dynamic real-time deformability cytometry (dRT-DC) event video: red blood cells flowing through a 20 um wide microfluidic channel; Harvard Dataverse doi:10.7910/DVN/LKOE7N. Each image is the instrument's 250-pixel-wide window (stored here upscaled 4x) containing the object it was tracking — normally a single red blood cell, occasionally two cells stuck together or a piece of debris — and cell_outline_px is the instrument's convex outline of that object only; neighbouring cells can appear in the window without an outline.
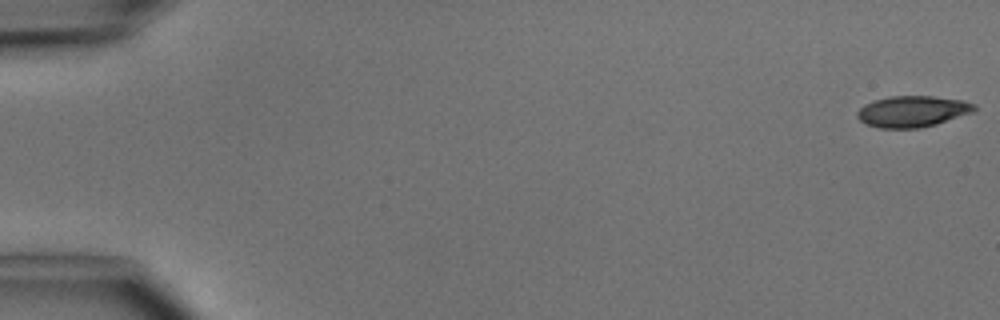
{"species": "common noctule bat (a hibernating species)", "species_latin": "Nyctalus noctula", "temperature_condition": "cold", "stored_images_in_passage": 5, "camera_frame_rate_fps": 3000, "um_per_image_px": 0.085, "animal": {"sex": "male", "body_mass_g": 15.6}, "frame": {"image": 1, "passage_image": 1, "time_ms": 0.0, "image_size_px": [1000, 320], "cell_outline_px": [[976, 112], [936, 124], [920, 128], [880, 128], [868, 124], [860, 120], [856, 116], [856, 112], [864, 104], [888, 96], [932, 96], [964, 100], [976, 104]], "centroid_in_image_um": [77.61, 9.46], "position_along_channel_um": 7.4, "area_um2": 21.44}}
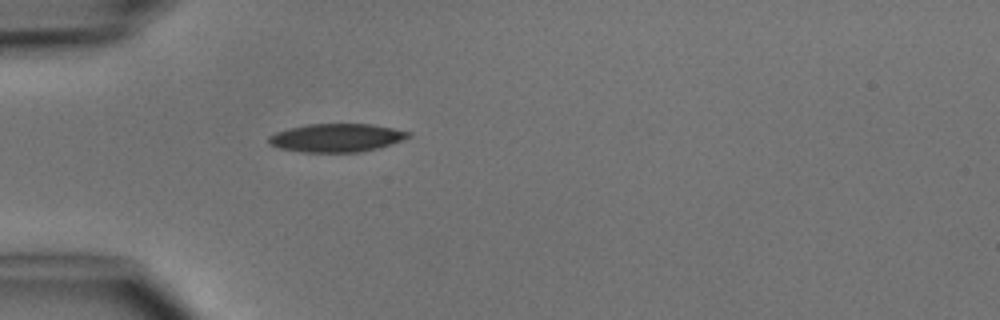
{"frame": {"image": 2, "passage_image": 5, "time_ms": 4.667, "image_size_px": [1000, 320], "cell_outline_px": [[412, 136], [404, 140], [380, 148], [360, 152], [300, 152], [280, 148], [268, 144], [268, 136], [276, 132], [308, 124], [372, 124], [412, 132]], "centroid_in_image_um": [28.65, 11.72], "position_along_channel_um": 56.4, "area_um2": 23.18}}